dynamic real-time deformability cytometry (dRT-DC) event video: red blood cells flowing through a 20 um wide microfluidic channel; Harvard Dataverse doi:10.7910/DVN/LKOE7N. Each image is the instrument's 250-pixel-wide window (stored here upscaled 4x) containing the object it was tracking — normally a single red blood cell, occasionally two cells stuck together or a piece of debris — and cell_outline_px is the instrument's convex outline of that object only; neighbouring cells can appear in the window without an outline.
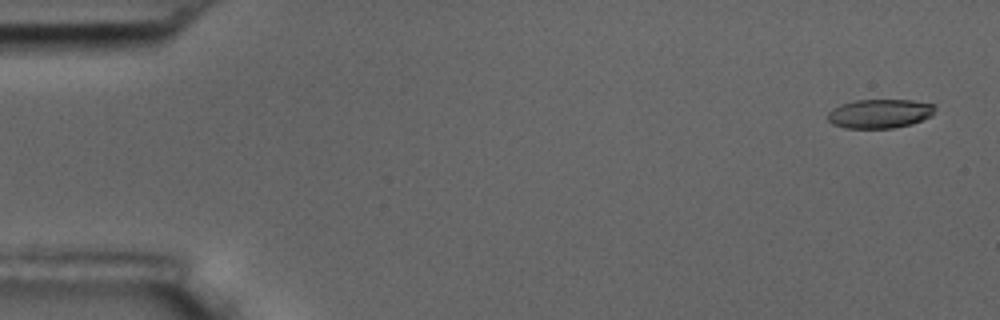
{"species": "common noctule bat (a hibernating species)", "species_latin": "Nyctalus noctula", "temperature_condition": "room temperature", "stored_images_in_passage": 4, "camera_frame_rate_fps": 3000, "um_per_image_px": 0.085, "animal": {"sex": "male", "body_mass_g": 17.5, "forearm_length_mm": 52.3}, "frame": {"image": 1, "passage_image": 1, "time_ms": 0.0, "image_size_px": [1000, 320], "cell_outline_px": [[936, 108], [932, 116], [912, 124], [892, 128], [844, 128], [832, 124], [828, 120], [828, 112], [832, 108], [840, 104], [856, 100], [912, 100], [936, 104]], "centroid_in_image_um": [74.79, 9.65], "position_along_channel_um": 10.2, "area_um2": 18.38}}
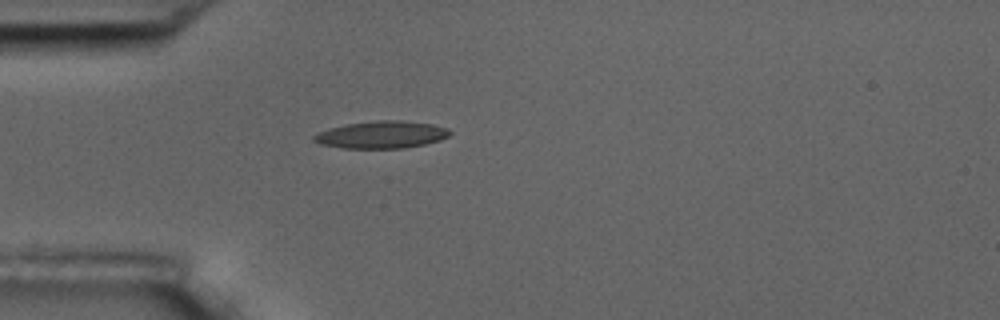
{"frame": {"image": 2, "passage_image": 4, "time_ms": 4.667, "image_size_px": [1000, 320], "cell_outline_px": [[452, 132], [448, 136], [440, 140], [424, 144], [404, 148], [344, 148], [320, 144], [312, 140], [312, 136], [328, 128], [348, 124], [376, 120], [396, 120], [432, 124], [448, 128]], "centroid_in_image_um": [32.43, 11.45], "position_along_channel_um": 52.6, "area_um2": 21.5}}